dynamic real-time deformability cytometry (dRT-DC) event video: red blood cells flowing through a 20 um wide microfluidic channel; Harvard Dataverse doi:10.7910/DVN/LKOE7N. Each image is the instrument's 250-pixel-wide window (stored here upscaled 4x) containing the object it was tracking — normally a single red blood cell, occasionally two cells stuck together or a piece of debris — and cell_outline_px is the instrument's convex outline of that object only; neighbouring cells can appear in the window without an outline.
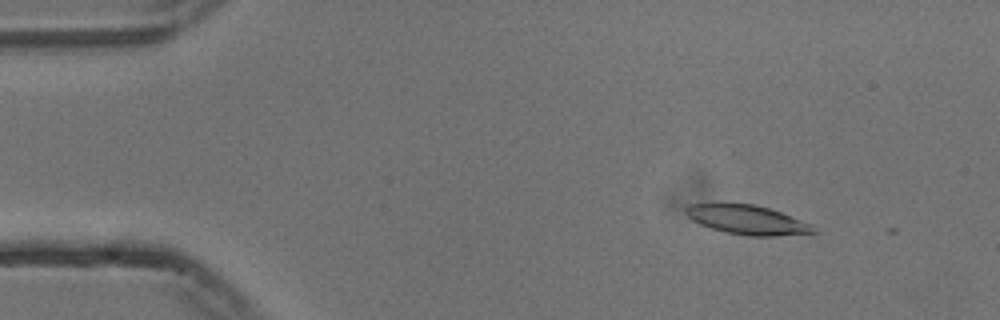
{"species": "common noctule bat (a hibernating species)", "species_latin": "Nyctalus noctula", "temperature_condition": "cold", "stored_images_in_passage": 3, "camera_frame_rate_fps": 3000, "um_per_image_px": 0.085, "animal": {"sex": "male", "body_mass_g": 13.3}, "frame": {"image": 1, "passage_image": 1, "time_ms": 0.0, "image_size_px": [1000, 320], "cell_outline_px": [[820, 232], [776, 236], [748, 236], [724, 232], [700, 224], [692, 220], [684, 212], [684, 208], [692, 204], [712, 200], [756, 204], [780, 212], [812, 224]], "centroid_in_image_um": [63.45, 18.64], "position_along_channel_um": 21.5, "area_um2": 22.6}}